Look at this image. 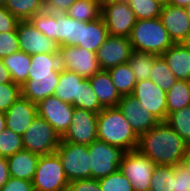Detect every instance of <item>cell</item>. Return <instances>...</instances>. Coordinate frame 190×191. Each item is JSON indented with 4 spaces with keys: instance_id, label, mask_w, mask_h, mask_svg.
Here are the masks:
<instances>
[{
    "instance_id": "d590c367",
    "label": "cell",
    "mask_w": 190,
    "mask_h": 191,
    "mask_svg": "<svg viewBox=\"0 0 190 191\" xmlns=\"http://www.w3.org/2000/svg\"><path fill=\"white\" fill-rule=\"evenodd\" d=\"M136 20L159 18L163 3L160 0H127Z\"/></svg>"
},
{
    "instance_id": "c3c4849f",
    "label": "cell",
    "mask_w": 190,
    "mask_h": 191,
    "mask_svg": "<svg viewBox=\"0 0 190 191\" xmlns=\"http://www.w3.org/2000/svg\"><path fill=\"white\" fill-rule=\"evenodd\" d=\"M12 82L9 70L3 64L2 59L0 58V84Z\"/></svg>"
},
{
    "instance_id": "cb8c5ba5",
    "label": "cell",
    "mask_w": 190,
    "mask_h": 191,
    "mask_svg": "<svg viewBox=\"0 0 190 191\" xmlns=\"http://www.w3.org/2000/svg\"><path fill=\"white\" fill-rule=\"evenodd\" d=\"M83 79L75 72L61 68L59 83L55 88L54 96L63 102L72 104L75 108H79L80 83Z\"/></svg>"
},
{
    "instance_id": "4dcf8cb0",
    "label": "cell",
    "mask_w": 190,
    "mask_h": 191,
    "mask_svg": "<svg viewBox=\"0 0 190 191\" xmlns=\"http://www.w3.org/2000/svg\"><path fill=\"white\" fill-rule=\"evenodd\" d=\"M102 7L96 0H76L65 12L69 17L90 22L101 17Z\"/></svg>"
},
{
    "instance_id": "9a60e30c",
    "label": "cell",
    "mask_w": 190,
    "mask_h": 191,
    "mask_svg": "<svg viewBox=\"0 0 190 191\" xmlns=\"http://www.w3.org/2000/svg\"><path fill=\"white\" fill-rule=\"evenodd\" d=\"M132 96L161 122L166 121V92L150 79L137 81Z\"/></svg>"
},
{
    "instance_id": "83f0119b",
    "label": "cell",
    "mask_w": 190,
    "mask_h": 191,
    "mask_svg": "<svg viewBox=\"0 0 190 191\" xmlns=\"http://www.w3.org/2000/svg\"><path fill=\"white\" fill-rule=\"evenodd\" d=\"M121 96L132 95L137 80L128 62L107 70Z\"/></svg>"
},
{
    "instance_id": "9f6ffc18",
    "label": "cell",
    "mask_w": 190,
    "mask_h": 191,
    "mask_svg": "<svg viewBox=\"0 0 190 191\" xmlns=\"http://www.w3.org/2000/svg\"><path fill=\"white\" fill-rule=\"evenodd\" d=\"M6 0H0V6H4Z\"/></svg>"
},
{
    "instance_id": "4316f807",
    "label": "cell",
    "mask_w": 190,
    "mask_h": 191,
    "mask_svg": "<svg viewBox=\"0 0 190 191\" xmlns=\"http://www.w3.org/2000/svg\"><path fill=\"white\" fill-rule=\"evenodd\" d=\"M31 63L28 73V79L32 75L42 74H61L59 53H41L30 55Z\"/></svg>"
},
{
    "instance_id": "ba28073f",
    "label": "cell",
    "mask_w": 190,
    "mask_h": 191,
    "mask_svg": "<svg viewBox=\"0 0 190 191\" xmlns=\"http://www.w3.org/2000/svg\"><path fill=\"white\" fill-rule=\"evenodd\" d=\"M155 164L137 149L125 152L119 170L131 182L134 191H149Z\"/></svg>"
},
{
    "instance_id": "11a10c76",
    "label": "cell",
    "mask_w": 190,
    "mask_h": 191,
    "mask_svg": "<svg viewBox=\"0 0 190 191\" xmlns=\"http://www.w3.org/2000/svg\"><path fill=\"white\" fill-rule=\"evenodd\" d=\"M185 10H186V13L188 14L189 19H190V4L185 7Z\"/></svg>"
},
{
    "instance_id": "f546056e",
    "label": "cell",
    "mask_w": 190,
    "mask_h": 191,
    "mask_svg": "<svg viewBox=\"0 0 190 191\" xmlns=\"http://www.w3.org/2000/svg\"><path fill=\"white\" fill-rule=\"evenodd\" d=\"M4 7L19 21H26L45 9L44 0H6Z\"/></svg>"
},
{
    "instance_id": "f6af8a7d",
    "label": "cell",
    "mask_w": 190,
    "mask_h": 191,
    "mask_svg": "<svg viewBox=\"0 0 190 191\" xmlns=\"http://www.w3.org/2000/svg\"><path fill=\"white\" fill-rule=\"evenodd\" d=\"M0 191H34L32 181L10 177Z\"/></svg>"
},
{
    "instance_id": "3957f363",
    "label": "cell",
    "mask_w": 190,
    "mask_h": 191,
    "mask_svg": "<svg viewBox=\"0 0 190 191\" xmlns=\"http://www.w3.org/2000/svg\"><path fill=\"white\" fill-rule=\"evenodd\" d=\"M31 24L46 37L60 46H78L81 43L84 22L69 17L66 13L43 10L29 19Z\"/></svg>"
},
{
    "instance_id": "ac0fdd59",
    "label": "cell",
    "mask_w": 190,
    "mask_h": 191,
    "mask_svg": "<svg viewBox=\"0 0 190 191\" xmlns=\"http://www.w3.org/2000/svg\"><path fill=\"white\" fill-rule=\"evenodd\" d=\"M37 115V104L21 96L5 112L6 128L22 136Z\"/></svg>"
},
{
    "instance_id": "bcb514c9",
    "label": "cell",
    "mask_w": 190,
    "mask_h": 191,
    "mask_svg": "<svg viewBox=\"0 0 190 191\" xmlns=\"http://www.w3.org/2000/svg\"><path fill=\"white\" fill-rule=\"evenodd\" d=\"M76 0H44L45 10L65 13Z\"/></svg>"
},
{
    "instance_id": "f5cc1de1",
    "label": "cell",
    "mask_w": 190,
    "mask_h": 191,
    "mask_svg": "<svg viewBox=\"0 0 190 191\" xmlns=\"http://www.w3.org/2000/svg\"><path fill=\"white\" fill-rule=\"evenodd\" d=\"M101 7L116 0H96Z\"/></svg>"
},
{
    "instance_id": "816d5d0a",
    "label": "cell",
    "mask_w": 190,
    "mask_h": 191,
    "mask_svg": "<svg viewBox=\"0 0 190 191\" xmlns=\"http://www.w3.org/2000/svg\"><path fill=\"white\" fill-rule=\"evenodd\" d=\"M6 128L5 125V113L0 112V133Z\"/></svg>"
},
{
    "instance_id": "4fadbf2b",
    "label": "cell",
    "mask_w": 190,
    "mask_h": 191,
    "mask_svg": "<svg viewBox=\"0 0 190 191\" xmlns=\"http://www.w3.org/2000/svg\"><path fill=\"white\" fill-rule=\"evenodd\" d=\"M97 114L93 111L74 108L71 124L62 141L90 145L98 139Z\"/></svg>"
},
{
    "instance_id": "ee69618b",
    "label": "cell",
    "mask_w": 190,
    "mask_h": 191,
    "mask_svg": "<svg viewBox=\"0 0 190 191\" xmlns=\"http://www.w3.org/2000/svg\"><path fill=\"white\" fill-rule=\"evenodd\" d=\"M19 20L4 6H0V32H16Z\"/></svg>"
},
{
    "instance_id": "db71d44e",
    "label": "cell",
    "mask_w": 190,
    "mask_h": 191,
    "mask_svg": "<svg viewBox=\"0 0 190 191\" xmlns=\"http://www.w3.org/2000/svg\"><path fill=\"white\" fill-rule=\"evenodd\" d=\"M183 44H185V45H187V46L190 47V29H189V31H188V34H187V36H186V38H185Z\"/></svg>"
},
{
    "instance_id": "836d02e7",
    "label": "cell",
    "mask_w": 190,
    "mask_h": 191,
    "mask_svg": "<svg viewBox=\"0 0 190 191\" xmlns=\"http://www.w3.org/2000/svg\"><path fill=\"white\" fill-rule=\"evenodd\" d=\"M175 169L171 165H155L149 191H173Z\"/></svg>"
},
{
    "instance_id": "44dd1931",
    "label": "cell",
    "mask_w": 190,
    "mask_h": 191,
    "mask_svg": "<svg viewBox=\"0 0 190 191\" xmlns=\"http://www.w3.org/2000/svg\"><path fill=\"white\" fill-rule=\"evenodd\" d=\"M177 80L190 81V47L174 43L162 55Z\"/></svg>"
},
{
    "instance_id": "2e32d148",
    "label": "cell",
    "mask_w": 190,
    "mask_h": 191,
    "mask_svg": "<svg viewBox=\"0 0 190 191\" xmlns=\"http://www.w3.org/2000/svg\"><path fill=\"white\" fill-rule=\"evenodd\" d=\"M132 52L130 38L109 35L104 44L98 49L96 55L101 70H108L127 63Z\"/></svg>"
},
{
    "instance_id": "7a4b0ae2",
    "label": "cell",
    "mask_w": 190,
    "mask_h": 191,
    "mask_svg": "<svg viewBox=\"0 0 190 191\" xmlns=\"http://www.w3.org/2000/svg\"><path fill=\"white\" fill-rule=\"evenodd\" d=\"M98 140L125 152L137 149L139 136L118 107L103 108L97 114Z\"/></svg>"
},
{
    "instance_id": "b9f144b4",
    "label": "cell",
    "mask_w": 190,
    "mask_h": 191,
    "mask_svg": "<svg viewBox=\"0 0 190 191\" xmlns=\"http://www.w3.org/2000/svg\"><path fill=\"white\" fill-rule=\"evenodd\" d=\"M173 167L175 169L173 191H190V170L182 163Z\"/></svg>"
},
{
    "instance_id": "d4e9b609",
    "label": "cell",
    "mask_w": 190,
    "mask_h": 191,
    "mask_svg": "<svg viewBox=\"0 0 190 191\" xmlns=\"http://www.w3.org/2000/svg\"><path fill=\"white\" fill-rule=\"evenodd\" d=\"M108 36L109 33L102 16L96 20L84 22L81 43L78 47L97 53Z\"/></svg>"
},
{
    "instance_id": "6da1fadb",
    "label": "cell",
    "mask_w": 190,
    "mask_h": 191,
    "mask_svg": "<svg viewBox=\"0 0 190 191\" xmlns=\"http://www.w3.org/2000/svg\"><path fill=\"white\" fill-rule=\"evenodd\" d=\"M187 143L166 122H160L139 136L137 150L155 165H176L182 162Z\"/></svg>"
},
{
    "instance_id": "5b68a950",
    "label": "cell",
    "mask_w": 190,
    "mask_h": 191,
    "mask_svg": "<svg viewBox=\"0 0 190 191\" xmlns=\"http://www.w3.org/2000/svg\"><path fill=\"white\" fill-rule=\"evenodd\" d=\"M32 184L34 190L67 191L69 180L56 152L39 157Z\"/></svg>"
},
{
    "instance_id": "8d00e7d4",
    "label": "cell",
    "mask_w": 190,
    "mask_h": 191,
    "mask_svg": "<svg viewBox=\"0 0 190 191\" xmlns=\"http://www.w3.org/2000/svg\"><path fill=\"white\" fill-rule=\"evenodd\" d=\"M22 136L5 128L0 133V156L8 158L23 150Z\"/></svg>"
},
{
    "instance_id": "1f68e13d",
    "label": "cell",
    "mask_w": 190,
    "mask_h": 191,
    "mask_svg": "<svg viewBox=\"0 0 190 191\" xmlns=\"http://www.w3.org/2000/svg\"><path fill=\"white\" fill-rule=\"evenodd\" d=\"M157 55L145 52L133 51L128 64L137 81L147 80L153 71L154 59Z\"/></svg>"
},
{
    "instance_id": "681fc988",
    "label": "cell",
    "mask_w": 190,
    "mask_h": 191,
    "mask_svg": "<svg viewBox=\"0 0 190 191\" xmlns=\"http://www.w3.org/2000/svg\"><path fill=\"white\" fill-rule=\"evenodd\" d=\"M181 163L190 170V144L185 150Z\"/></svg>"
},
{
    "instance_id": "f1b7e54d",
    "label": "cell",
    "mask_w": 190,
    "mask_h": 191,
    "mask_svg": "<svg viewBox=\"0 0 190 191\" xmlns=\"http://www.w3.org/2000/svg\"><path fill=\"white\" fill-rule=\"evenodd\" d=\"M166 97L167 114L190 106V81L177 80Z\"/></svg>"
},
{
    "instance_id": "f907efd6",
    "label": "cell",
    "mask_w": 190,
    "mask_h": 191,
    "mask_svg": "<svg viewBox=\"0 0 190 191\" xmlns=\"http://www.w3.org/2000/svg\"><path fill=\"white\" fill-rule=\"evenodd\" d=\"M168 4L185 8L190 4V0H170Z\"/></svg>"
},
{
    "instance_id": "7402d4cb",
    "label": "cell",
    "mask_w": 190,
    "mask_h": 191,
    "mask_svg": "<svg viewBox=\"0 0 190 191\" xmlns=\"http://www.w3.org/2000/svg\"><path fill=\"white\" fill-rule=\"evenodd\" d=\"M94 93L104 108L117 107L121 95L114 86L107 70H101L89 78Z\"/></svg>"
},
{
    "instance_id": "484cf974",
    "label": "cell",
    "mask_w": 190,
    "mask_h": 191,
    "mask_svg": "<svg viewBox=\"0 0 190 191\" xmlns=\"http://www.w3.org/2000/svg\"><path fill=\"white\" fill-rule=\"evenodd\" d=\"M3 64L9 70L12 82L20 85L28 80L31 57L23 51H17L10 56L2 58Z\"/></svg>"
},
{
    "instance_id": "7c38bea8",
    "label": "cell",
    "mask_w": 190,
    "mask_h": 191,
    "mask_svg": "<svg viewBox=\"0 0 190 191\" xmlns=\"http://www.w3.org/2000/svg\"><path fill=\"white\" fill-rule=\"evenodd\" d=\"M74 106L56 96H49L37 103L38 116L45 119L62 138L68 131Z\"/></svg>"
},
{
    "instance_id": "74e56055",
    "label": "cell",
    "mask_w": 190,
    "mask_h": 191,
    "mask_svg": "<svg viewBox=\"0 0 190 191\" xmlns=\"http://www.w3.org/2000/svg\"><path fill=\"white\" fill-rule=\"evenodd\" d=\"M79 108L99 113L104 107L100 104L94 93L89 79H83L80 83Z\"/></svg>"
},
{
    "instance_id": "ffe728a7",
    "label": "cell",
    "mask_w": 190,
    "mask_h": 191,
    "mask_svg": "<svg viewBox=\"0 0 190 191\" xmlns=\"http://www.w3.org/2000/svg\"><path fill=\"white\" fill-rule=\"evenodd\" d=\"M60 74L32 75L21 87L22 96L37 104L49 96H54Z\"/></svg>"
},
{
    "instance_id": "30bf717a",
    "label": "cell",
    "mask_w": 190,
    "mask_h": 191,
    "mask_svg": "<svg viewBox=\"0 0 190 191\" xmlns=\"http://www.w3.org/2000/svg\"><path fill=\"white\" fill-rule=\"evenodd\" d=\"M91 155V178L100 179L119 170L125 151L106 142L96 140L88 145Z\"/></svg>"
},
{
    "instance_id": "d6a6232c",
    "label": "cell",
    "mask_w": 190,
    "mask_h": 191,
    "mask_svg": "<svg viewBox=\"0 0 190 191\" xmlns=\"http://www.w3.org/2000/svg\"><path fill=\"white\" fill-rule=\"evenodd\" d=\"M152 70L149 79L165 92L170 90L177 81V78L162 56L155 57Z\"/></svg>"
},
{
    "instance_id": "ab89813d",
    "label": "cell",
    "mask_w": 190,
    "mask_h": 191,
    "mask_svg": "<svg viewBox=\"0 0 190 191\" xmlns=\"http://www.w3.org/2000/svg\"><path fill=\"white\" fill-rule=\"evenodd\" d=\"M22 96L21 86L14 82L0 84V112H6Z\"/></svg>"
},
{
    "instance_id": "f35d334b",
    "label": "cell",
    "mask_w": 190,
    "mask_h": 191,
    "mask_svg": "<svg viewBox=\"0 0 190 191\" xmlns=\"http://www.w3.org/2000/svg\"><path fill=\"white\" fill-rule=\"evenodd\" d=\"M98 180L102 191H134L131 182L120 170Z\"/></svg>"
},
{
    "instance_id": "277c9868",
    "label": "cell",
    "mask_w": 190,
    "mask_h": 191,
    "mask_svg": "<svg viewBox=\"0 0 190 191\" xmlns=\"http://www.w3.org/2000/svg\"><path fill=\"white\" fill-rule=\"evenodd\" d=\"M129 38L133 51L157 56L174 44L160 18L136 20Z\"/></svg>"
},
{
    "instance_id": "603a6c76",
    "label": "cell",
    "mask_w": 190,
    "mask_h": 191,
    "mask_svg": "<svg viewBox=\"0 0 190 191\" xmlns=\"http://www.w3.org/2000/svg\"><path fill=\"white\" fill-rule=\"evenodd\" d=\"M39 157V155L23 149L6 158L10 177L32 181Z\"/></svg>"
},
{
    "instance_id": "9c48e42d",
    "label": "cell",
    "mask_w": 190,
    "mask_h": 191,
    "mask_svg": "<svg viewBox=\"0 0 190 191\" xmlns=\"http://www.w3.org/2000/svg\"><path fill=\"white\" fill-rule=\"evenodd\" d=\"M61 68L75 72L84 79L101 71L96 53L78 46L59 47Z\"/></svg>"
},
{
    "instance_id": "60d3db41",
    "label": "cell",
    "mask_w": 190,
    "mask_h": 191,
    "mask_svg": "<svg viewBox=\"0 0 190 191\" xmlns=\"http://www.w3.org/2000/svg\"><path fill=\"white\" fill-rule=\"evenodd\" d=\"M17 51H20L17 32H0V58L10 56Z\"/></svg>"
},
{
    "instance_id": "e575fe53",
    "label": "cell",
    "mask_w": 190,
    "mask_h": 191,
    "mask_svg": "<svg viewBox=\"0 0 190 191\" xmlns=\"http://www.w3.org/2000/svg\"><path fill=\"white\" fill-rule=\"evenodd\" d=\"M165 122L190 144V106L168 114Z\"/></svg>"
},
{
    "instance_id": "52a82bcc",
    "label": "cell",
    "mask_w": 190,
    "mask_h": 191,
    "mask_svg": "<svg viewBox=\"0 0 190 191\" xmlns=\"http://www.w3.org/2000/svg\"><path fill=\"white\" fill-rule=\"evenodd\" d=\"M69 182L91 178V155L88 145L62 141L56 150Z\"/></svg>"
},
{
    "instance_id": "d6986e66",
    "label": "cell",
    "mask_w": 190,
    "mask_h": 191,
    "mask_svg": "<svg viewBox=\"0 0 190 191\" xmlns=\"http://www.w3.org/2000/svg\"><path fill=\"white\" fill-rule=\"evenodd\" d=\"M174 43H183L190 29V19L184 7L164 3L159 17Z\"/></svg>"
},
{
    "instance_id": "e0dca14e",
    "label": "cell",
    "mask_w": 190,
    "mask_h": 191,
    "mask_svg": "<svg viewBox=\"0 0 190 191\" xmlns=\"http://www.w3.org/2000/svg\"><path fill=\"white\" fill-rule=\"evenodd\" d=\"M117 107L129 121L132 129L138 136L161 122L149 110L142 107L139 101L132 95L122 96Z\"/></svg>"
},
{
    "instance_id": "7dc6e473",
    "label": "cell",
    "mask_w": 190,
    "mask_h": 191,
    "mask_svg": "<svg viewBox=\"0 0 190 191\" xmlns=\"http://www.w3.org/2000/svg\"><path fill=\"white\" fill-rule=\"evenodd\" d=\"M10 178V173L8 169V162L5 157L0 156V189Z\"/></svg>"
},
{
    "instance_id": "8fae6325",
    "label": "cell",
    "mask_w": 190,
    "mask_h": 191,
    "mask_svg": "<svg viewBox=\"0 0 190 191\" xmlns=\"http://www.w3.org/2000/svg\"><path fill=\"white\" fill-rule=\"evenodd\" d=\"M101 16L109 35L130 37L136 18L127 0H116L104 5Z\"/></svg>"
},
{
    "instance_id": "6f0895ef",
    "label": "cell",
    "mask_w": 190,
    "mask_h": 191,
    "mask_svg": "<svg viewBox=\"0 0 190 191\" xmlns=\"http://www.w3.org/2000/svg\"><path fill=\"white\" fill-rule=\"evenodd\" d=\"M163 4L164 3H169L170 2V0H160Z\"/></svg>"
},
{
    "instance_id": "7bdbcfd3",
    "label": "cell",
    "mask_w": 190,
    "mask_h": 191,
    "mask_svg": "<svg viewBox=\"0 0 190 191\" xmlns=\"http://www.w3.org/2000/svg\"><path fill=\"white\" fill-rule=\"evenodd\" d=\"M67 191H102L99 180L94 178L78 179L69 182Z\"/></svg>"
},
{
    "instance_id": "5bb4252c",
    "label": "cell",
    "mask_w": 190,
    "mask_h": 191,
    "mask_svg": "<svg viewBox=\"0 0 190 191\" xmlns=\"http://www.w3.org/2000/svg\"><path fill=\"white\" fill-rule=\"evenodd\" d=\"M20 50L28 55L59 53L57 43L37 30L29 20L19 21L16 29Z\"/></svg>"
},
{
    "instance_id": "8992f818",
    "label": "cell",
    "mask_w": 190,
    "mask_h": 191,
    "mask_svg": "<svg viewBox=\"0 0 190 191\" xmlns=\"http://www.w3.org/2000/svg\"><path fill=\"white\" fill-rule=\"evenodd\" d=\"M62 138L38 115L22 135L23 148L39 156L55 153Z\"/></svg>"
}]
</instances>
